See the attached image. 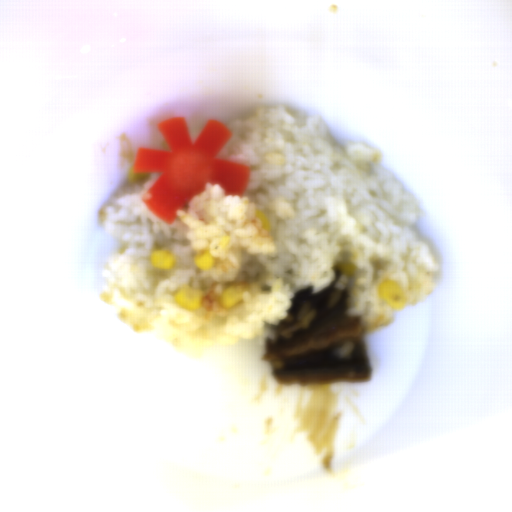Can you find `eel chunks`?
I'll use <instances>...</instances> for the list:
<instances>
[{"label":"eel chunks","mask_w":512,"mask_h":512,"mask_svg":"<svg viewBox=\"0 0 512 512\" xmlns=\"http://www.w3.org/2000/svg\"><path fill=\"white\" fill-rule=\"evenodd\" d=\"M313 287L295 292L287 317L275 328V340L265 337L263 360L272 366L276 383L283 386L367 381L372 370L358 318L348 317L350 291L333 285L312 294ZM354 341L346 359L335 356L345 341Z\"/></svg>","instance_id":"4dd315ae"}]
</instances>
